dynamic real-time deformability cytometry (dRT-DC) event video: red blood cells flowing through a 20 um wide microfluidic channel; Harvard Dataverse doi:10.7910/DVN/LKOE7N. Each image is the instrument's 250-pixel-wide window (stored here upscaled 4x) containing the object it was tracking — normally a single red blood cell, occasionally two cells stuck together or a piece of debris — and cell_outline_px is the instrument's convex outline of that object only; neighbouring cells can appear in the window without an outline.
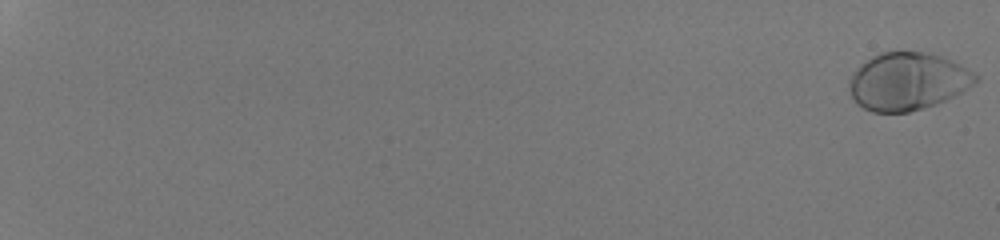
{"species": "human", "species_latin": "Homo sapiens", "temperature_condition": "room temperature", "stored_images_in_passage": 19, "segment_of_instrument_passage": [1, 2], "camera_frame_rate_fps": 3000, "um_per_image_px": 0.085, "donor": {"sex": "male"}, "frame": {"image": 1, "passage_image": 1, "time_ms": 0.0, "image_size_px": [1000, 240], "cell_outline_px": [[980, 80], [976, 84], [936, 104], [908, 112], [872, 112], [864, 108], [852, 96], [848, 88], [848, 80], [856, 68], [864, 60], [880, 52], [924, 52], [940, 56], [952, 60], [968, 68], [980, 76]], "centroid_in_image_um": [77.16, 6.9], "position_along_channel_um": 7.8, "area_um2": 42.48}}
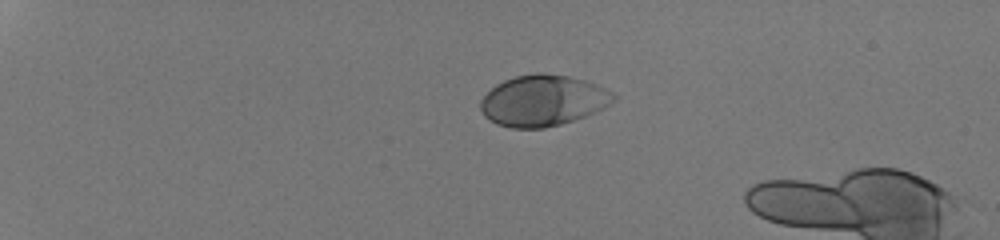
{"frame": {"image": 2, "passage_image": 16, "time_ms": 5.0, "image_size_px": [1000, 240], "cell_outline_px": [[616, 100], [604, 108], [584, 116], [560, 124], [544, 128], [512, 128], [496, 124], [488, 120], [484, 116], [480, 108], [480, 100], [496, 84], [504, 80], [516, 76], [536, 72], [544, 72], [568, 76], [584, 80], [604, 88], [612, 92], [616, 96]], "centroid_in_image_um": [46.13, 8.54], "position_along_channel_um": 38.9, "area_um2": 39.54}}